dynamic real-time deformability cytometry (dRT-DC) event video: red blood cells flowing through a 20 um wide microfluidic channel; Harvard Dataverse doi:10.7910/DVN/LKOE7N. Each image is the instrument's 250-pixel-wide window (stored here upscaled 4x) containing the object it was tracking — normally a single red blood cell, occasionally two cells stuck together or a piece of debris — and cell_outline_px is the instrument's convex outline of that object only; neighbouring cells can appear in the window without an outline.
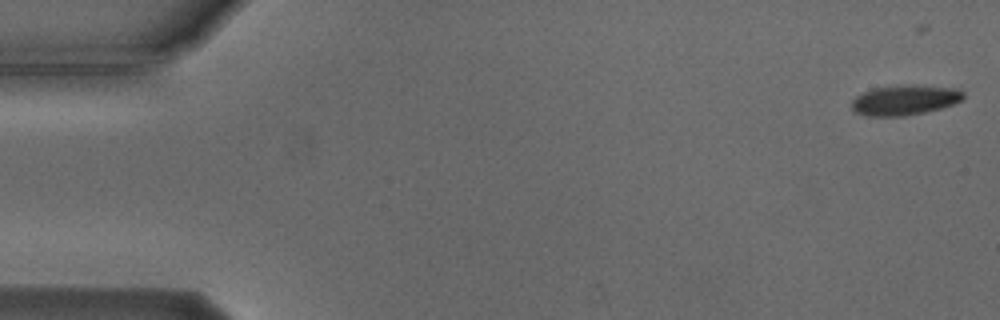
{"species": "Egyptian fruit bat (a non-hibernating species)", "species_latin": "Rousettus aegyptiacus", "temperature_condition": "cold", "stored_images_in_passage": 5, "camera_frame_rate_fps": 3000, "um_per_image_px": 0.085, "animal": {"sex": "male"}, "frame": {"image": 1, "passage_image": 1, "time_ms": 0.0, "image_size_px": [1000, 320], "cell_outline_px": [[964, 96], [960, 100], [952, 104], [940, 108], [924, 112], [904, 116], [868, 116], [856, 112], [852, 108], [852, 100], [856, 96], [872, 88], [956, 88], [964, 92]], "centroid_in_image_um": [76.85, 8.57], "position_along_channel_um": 8.2, "area_um2": 18.26}}
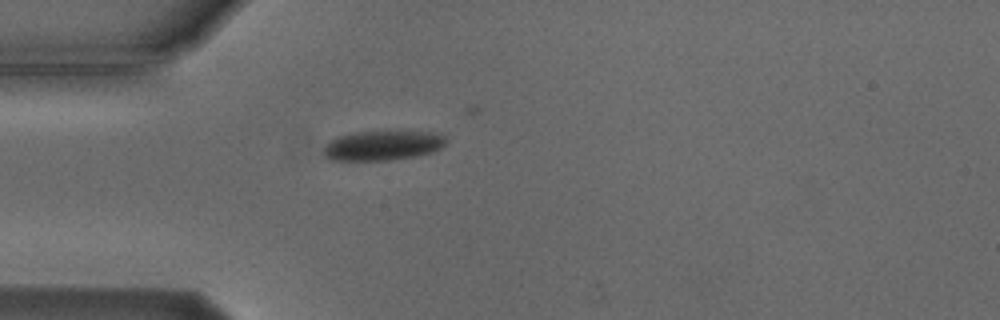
{"frame": {"image": 2, "passage_image": 5, "time_ms": 4.667, "image_size_px": [1000, 320], "cell_outline_px": [[448, 140], [440, 148], [432, 152], [416, 156], [388, 160], [332, 160], [324, 156], [324, 144], [336, 136], [352, 132], [440, 132]], "centroid_in_image_um": [32.51, 12.36], "position_along_channel_um": 52.5, "area_um2": 21.21}}